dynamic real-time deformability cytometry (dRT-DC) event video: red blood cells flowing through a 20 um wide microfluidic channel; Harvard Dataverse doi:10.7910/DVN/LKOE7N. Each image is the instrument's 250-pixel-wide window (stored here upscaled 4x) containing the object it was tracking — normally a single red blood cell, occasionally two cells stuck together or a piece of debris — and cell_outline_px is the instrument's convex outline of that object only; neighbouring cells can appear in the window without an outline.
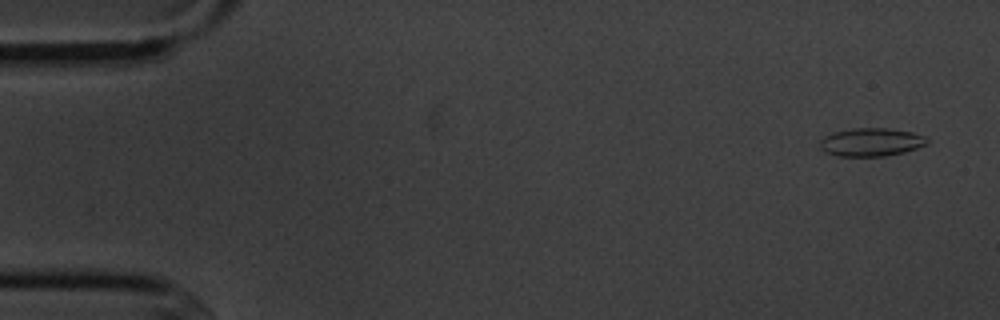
{"species": "common noctule bat (a hibernating species)", "species_latin": "Nyctalus noctula", "temperature_condition": "cold", "stored_images_in_passage": 5, "camera_frame_rate_fps": 3000, "um_per_image_px": 0.085, "animal": {"sex": "male", "body_mass_g": 20.1, "forearm_length_mm": 53.5}, "frame": {"image": 1, "passage_image": 1, "time_ms": 0.0, "image_size_px": [1000, 320], "cell_outline_px": [[928, 144], [904, 152], [884, 156], [836, 156], [824, 152], [820, 148], [820, 140], [824, 136], [832, 132], [852, 128], [888, 128], [912, 132], [924, 136], [928, 140]], "centroid_in_image_um": [74.01, 12.08], "position_along_channel_um": 11.0, "area_um2": 17.74}}
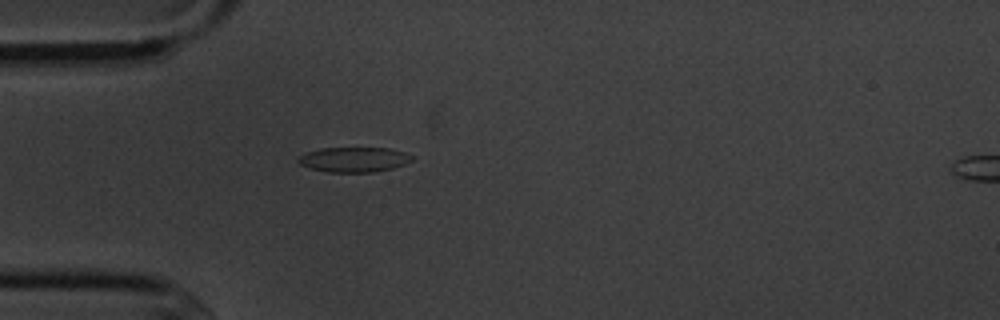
{"frame": {"image": 2, "passage_image": 4, "time_ms": 4.333, "image_size_px": [1000, 320], "cell_outline_px": [[412, 160], [404, 164], [392, 168], [372, 172], [328, 172], [312, 168], [300, 164], [296, 160], [304, 152], [320, 148], [388, 148], [404, 152], [412, 156]], "centroid_in_image_um": [30.05, 13.55], "position_along_channel_um": 54.9, "area_um2": 16.42}}